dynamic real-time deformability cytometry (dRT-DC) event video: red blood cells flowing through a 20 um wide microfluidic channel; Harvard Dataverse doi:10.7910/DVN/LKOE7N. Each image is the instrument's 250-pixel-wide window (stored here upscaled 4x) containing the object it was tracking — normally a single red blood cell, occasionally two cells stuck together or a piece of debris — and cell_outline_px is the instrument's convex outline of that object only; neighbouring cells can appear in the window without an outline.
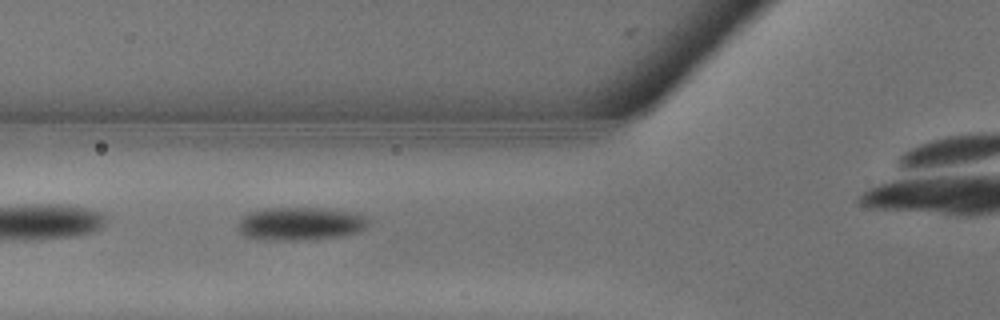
{"species": "common noctule bat (a hibernating species)", "species_latin": "Nyctalus noctula", "temperature_condition": "warm", "stored_images_in_passage": 6, "camera_frame_rate_fps": 3000, "um_per_image_px": 0.085, "animal": {"sex": "male", "body_mass_g": 13.3}, "frame": {"image": 1, "passage_image": 5, "time_ms": 1.333, "image_size_px": [1000, 320], "cell_outline_px": [[372, 220], [364, 228], [356, 232], [336, 236], [308, 240], [264, 240], [244, 236], [240, 232], [240, 220], [248, 212], [264, 208], [320, 208], [348, 212], [364, 216]], "centroid_in_image_um": [25.5, 19.02], "position_along_channel_um": 100.3, "area_um2": 24.91}}